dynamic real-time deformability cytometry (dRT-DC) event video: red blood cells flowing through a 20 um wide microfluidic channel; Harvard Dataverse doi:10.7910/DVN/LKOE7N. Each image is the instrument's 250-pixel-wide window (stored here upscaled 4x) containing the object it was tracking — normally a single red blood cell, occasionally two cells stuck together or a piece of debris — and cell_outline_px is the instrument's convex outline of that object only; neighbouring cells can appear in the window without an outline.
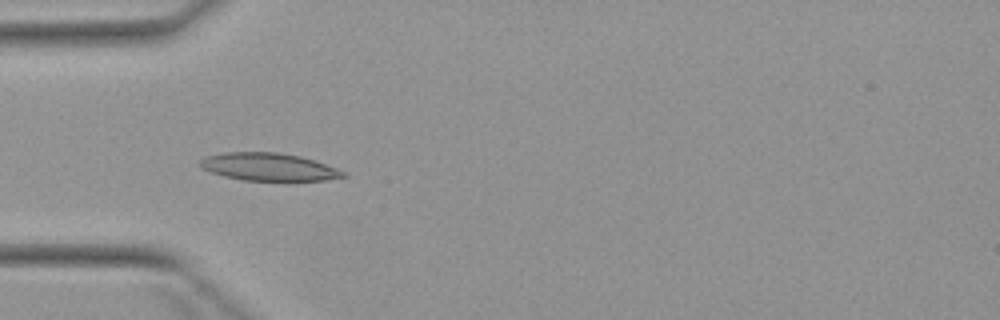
{"species": "Egyptian fruit bat (a non-hibernating species)", "species_latin": "Rousettus aegyptiacus", "temperature_condition": "warm", "stored_images_in_passage": 5, "camera_frame_rate_fps": 3000, "um_per_image_px": 0.085, "animal": {"sex": "female"}, "frame": {"image": 1, "passage_image": 5, "time_ms": 4.667, "image_size_px": [1000, 320], "cell_outline_px": [[348, 176], [324, 180], [244, 180], [224, 176], [200, 168], [200, 160], [204, 156], [224, 152], [276, 152], [300, 156], [336, 168], [344, 172]], "centroid_in_image_um": [22.79, 14.17], "position_along_channel_um": 62.2, "area_um2": 22.83}}